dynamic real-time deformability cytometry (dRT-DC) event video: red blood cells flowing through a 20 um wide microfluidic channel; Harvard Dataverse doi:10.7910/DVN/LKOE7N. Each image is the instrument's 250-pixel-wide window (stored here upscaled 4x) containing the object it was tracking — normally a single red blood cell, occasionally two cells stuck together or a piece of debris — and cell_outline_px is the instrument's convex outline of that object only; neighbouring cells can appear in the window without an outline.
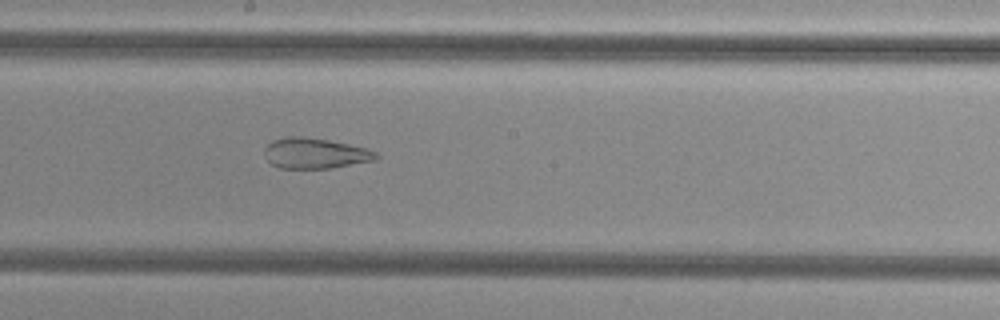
{"species": "common noctule bat (a hibernating species)", "species_latin": "Nyctalus noctula", "temperature_condition": "cold", "stored_images_in_passage": 38, "camera_frame_rate_fps": 3000, "um_per_image_px": 0.085, "animal": {"sex": "female", "body_mass_g": 29.2, "forearm_length_mm": 56.3}, "frame": {"image": 1, "passage_image": 20, "time_ms": 6.333, "image_size_px": [1000, 320], "cell_outline_px": [[380, 156], [376, 160], [332, 168], [280, 168], [272, 164], [264, 156], [264, 148], [272, 140], [284, 136], [304, 136], [328, 140], [368, 148], [376, 152]], "centroid_in_image_um": [26.78, 13.02], "position_along_channel_um": 221.4, "area_um2": 20.06}}
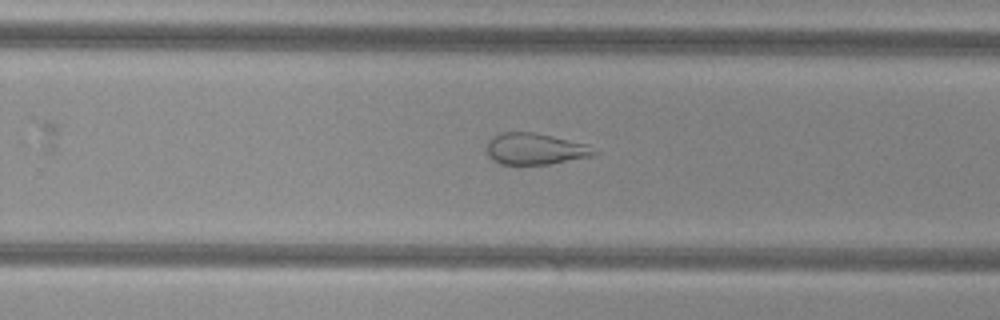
{"frame": {"image": 2, "passage_image": 25, "time_ms": 8.0, "image_size_px": [1000, 320], "cell_outline_px": [[600, 152], [592, 156], [548, 164], [500, 164], [492, 160], [488, 156], [488, 140], [492, 136], [500, 132], [532, 132], [552, 136], [588, 144]], "centroid_in_image_um": [45.49, 12.65], "position_along_channel_um": 284.3, "area_um2": 19.71}}
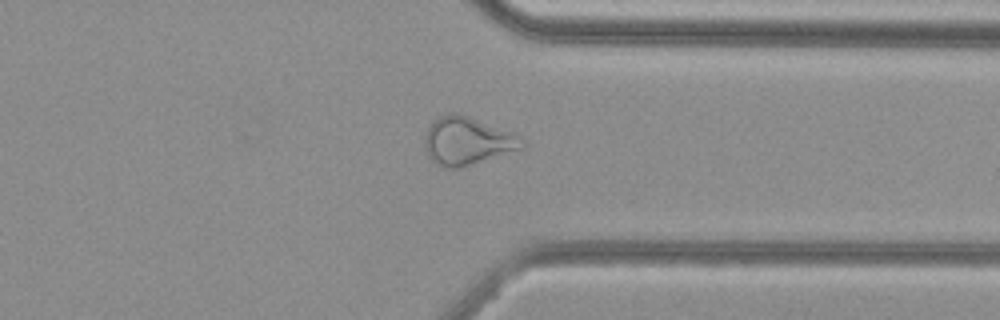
{"frame": {"image": 3, "passage_image": 32, "time_ms": 10.333, "image_size_px": [1000, 320], "cell_outline_px": [[528, 144], [524, 148], [460, 168], [440, 168], [428, 156], [424, 148], [424, 140], [428, 128], [440, 116], [452, 112], [456, 112], [468, 116], [508, 132], [524, 140]], "centroid_in_image_um": [39.69, 12.02], "position_along_channel_um": 371.7, "area_um2": 26.88}, "authors_computed_cell_mechanics": {"area_um2": 25.143, "velocity_mm_per_s": 3.7818, "shape_relaxation_time_tau1_ms": null, "shape_relaxation_time_tau2_ms": 1.8775, "deformation_change_tau1": null, "deformation_change_tau2": 0.099}}